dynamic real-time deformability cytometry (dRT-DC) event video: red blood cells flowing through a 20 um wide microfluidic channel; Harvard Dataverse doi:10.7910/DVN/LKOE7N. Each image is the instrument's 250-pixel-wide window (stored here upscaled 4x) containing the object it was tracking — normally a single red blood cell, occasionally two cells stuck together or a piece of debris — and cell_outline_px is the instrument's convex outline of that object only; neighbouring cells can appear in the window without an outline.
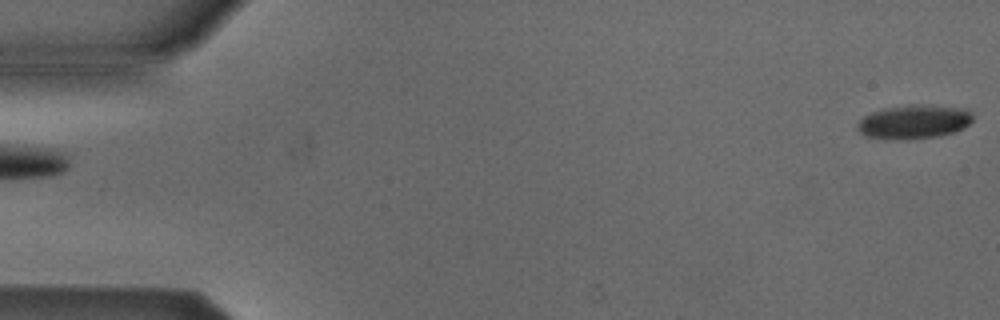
{"species": "Egyptian fruit bat (a non-hibernating species)", "species_latin": "Rousettus aegyptiacus", "temperature_condition": "cold", "stored_images_in_passage": 2, "segment_of_instrument_passage": [2, 2], "camera_frame_rate_fps": 3000, "um_per_image_px": 0.085, "animal": {"sex": "male"}, "frame": {"image": 1, "passage_image": 2, "time_ms": 1.333, "image_size_px": [1000, 320], "cell_outline_px": [[972, 120], [964, 128], [956, 132], [940, 136], [908, 140], [896, 140], [864, 136], [856, 128], [856, 124], [864, 116], [872, 112], [884, 108], [912, 104], [968, 108], [972, 112]], "centroid_in_image_um": [77.69, 10.36], "position_along_channel_um": 7.3, "area_um2": 23.18}}